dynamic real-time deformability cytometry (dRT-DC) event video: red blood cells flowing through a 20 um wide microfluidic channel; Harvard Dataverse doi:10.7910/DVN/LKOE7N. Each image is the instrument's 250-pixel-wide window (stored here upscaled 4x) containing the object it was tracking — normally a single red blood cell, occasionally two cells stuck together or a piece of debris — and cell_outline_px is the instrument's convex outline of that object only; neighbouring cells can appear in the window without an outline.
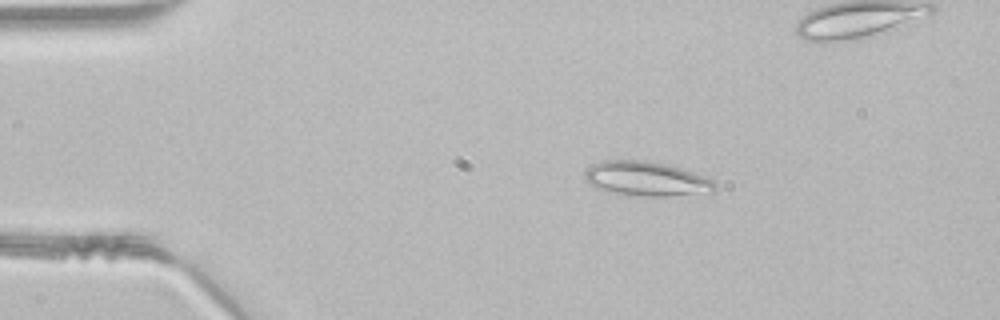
{"species": "common noctule bat (a hibernating species)", "species_latin": "Nyctalus noctula", "temperature_condition": "room temperature", "stored_images_in_passage": 19, "camera_frame_rate_fps": 3000, "um_per_image_px": 0.085, "animal": {"sex": "male", "body_mass_g": 21.5, "forearm_length_mm": 52.0}, "frame": {"image": 1, "passage_image": 8, "time_ms": 2.333, "image_size_px": [1000, 320], "cell_outline_px": [[716, 188], [712, 192], [664, 196], [644, 196], [616, 192], [596, 188], [588, 184], [584, 180], [584, 172], [592, 164], [604, 160], [644, 160], [668, 164], [704, 176], [712, 180], [716, 184]], "centroid_in_image_um": [54.91, 15.18], "position_along_channel_um": 30.1, "area_um2": 25.95}}